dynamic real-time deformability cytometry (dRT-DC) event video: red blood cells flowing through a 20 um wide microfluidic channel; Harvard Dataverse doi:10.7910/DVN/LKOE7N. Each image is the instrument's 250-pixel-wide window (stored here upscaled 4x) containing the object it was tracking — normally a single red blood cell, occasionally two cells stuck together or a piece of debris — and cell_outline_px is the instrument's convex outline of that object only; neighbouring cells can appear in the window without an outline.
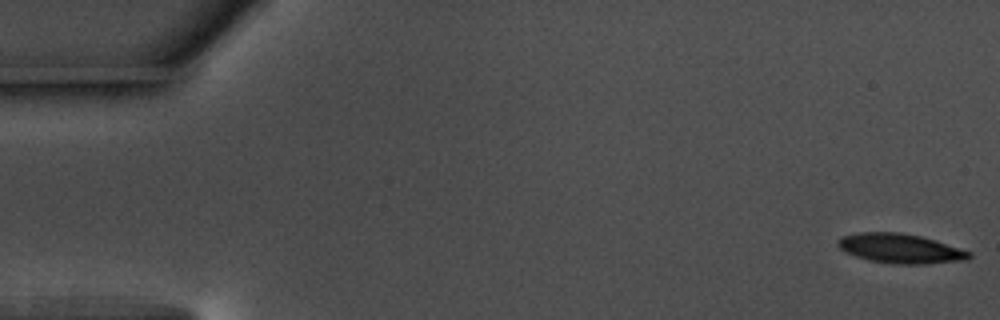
{"species": "common noctule bat (a hibernating species)", "species_latin": "Nyctalus noctula", "temperature_condition": "warm", "stored_images_in_passage": 57, "camera_frame_rate_fps": 3000, "um_per_image_px": 0.085, "animal": {"sex": "male", "body_mass_g": 17.5, "forearm_length_mm": 52.3}, "frame": {"image": 1, "passage_image": 1, "time_ms": 0.0, "image_size_px": [1000, 320], "cell_outline_px": [[972, 256], [968, 260], [924, 264], [892, 264], [868, 260], [856, 256], [840, 248], [836, 244], [836, 240], [840, 236], [860, 232], [900, 232], [920, 236], [936, 240], [972, 252]], "centroid_in_image_um": [76.54, 21.12], "position_along_channel_um": 8.5, "area_um2": 22.77}}
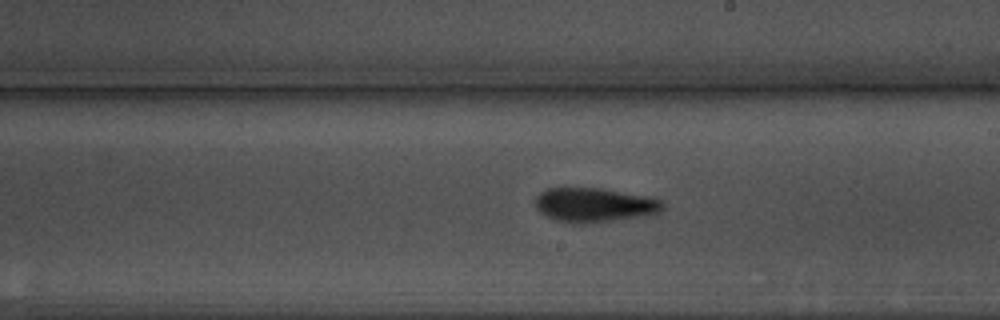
{"frame": {"image": 2, "passage_image": 32, "time_ms": 10.333, "image_size_px": [1000, 320], "cell_outline_px": [[664, 208], [660, 212], [640, 216], [584, 224], [576, 224], [556, 220], [540, 212], [536, 208], [536, 196], [540, 192], [548, 188], [600, 188], [664, 200]], "centroid_in_image_um": [50.5, 17.42], "position_along_channel_um": 238.5, "area_um2": 25.14}}
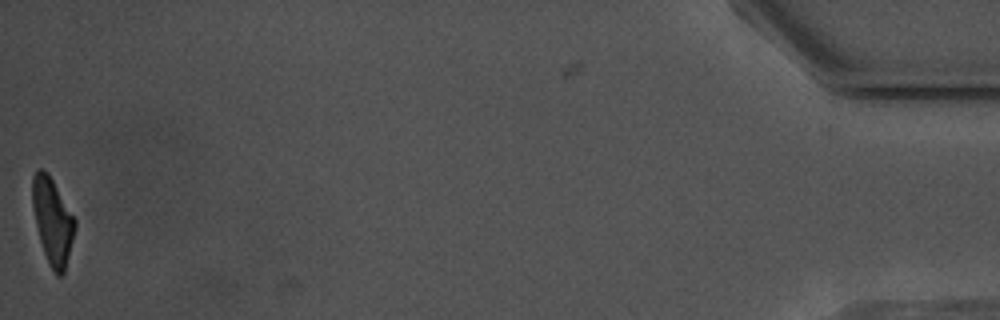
{"frame": {"image": 3, "passage_image": 56, "time_ms": 18.333, "image_size_px": [1000, 320], "cell_outline_px": [[76, 228], [64, 272], [60, 276], [56, 276], [48, 264], [40, 240], [36, 224], [32, 204], [32, 176], [40, 168], [44, 168], [48, 172], [76, 220]], "centroid_in_image_um": [4.47, 18.78], "position_along_channel_um": 430.7, "area_um2": 21.27}, "authors_computed_cell_mechanics": {"area_um2": 23.3512, "velocity_mm_per_s": 3.6458, "shape_relaxation_time_tau1_ms": 3.04, "shape_relaxation_time_tau2_ms": 3.0161, "deformation_change_tau1": 0.1635, "deformation_change_tau2": 0.124}}